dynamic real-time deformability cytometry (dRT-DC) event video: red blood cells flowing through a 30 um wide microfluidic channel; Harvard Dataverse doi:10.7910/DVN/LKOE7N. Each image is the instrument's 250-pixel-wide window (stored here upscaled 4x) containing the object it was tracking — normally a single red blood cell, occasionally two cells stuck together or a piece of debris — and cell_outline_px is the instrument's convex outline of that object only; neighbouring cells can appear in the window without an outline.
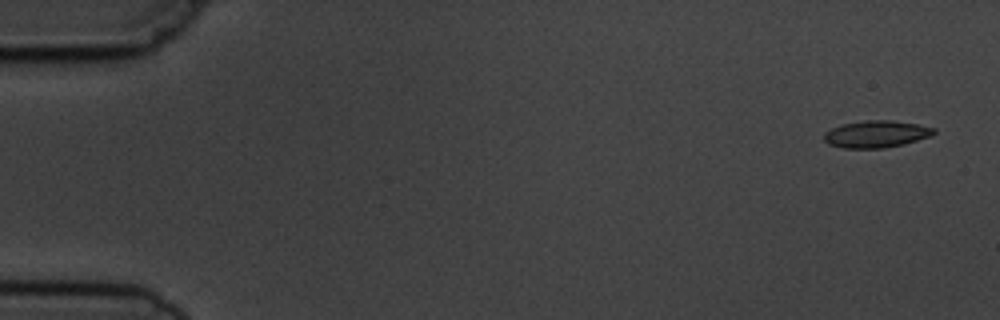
{"species": "common noctule bat (a hibernating species)", "species_latin": "Nyctalus noctula", "temperature_condition": "cold", "stored_images_in_passage": 5, "camera_frame_rate_fps": 3000, "um_per_image_px": 0.085, "animal": {"sex": "male", "body_mass_g": 19.5, "forearm_length_mm": 54.6}, "frame": {"image": 1, "passage_image": 1, "time_ms": 0.0, "image_size_px": [1000, 320], "cell_outline_px": [[936, 132], [932, 136], [904, 144], [884, 148], [844, 148], [828, 144], [824, 140], [824, 132], [840, 124], [864, 120], [892, 120], [916, 124], [936, 128]], "centroid_in_image_um": [74.48, 11.39], "position_along_channel_um": 10.5, "area_um2": 17.46}}
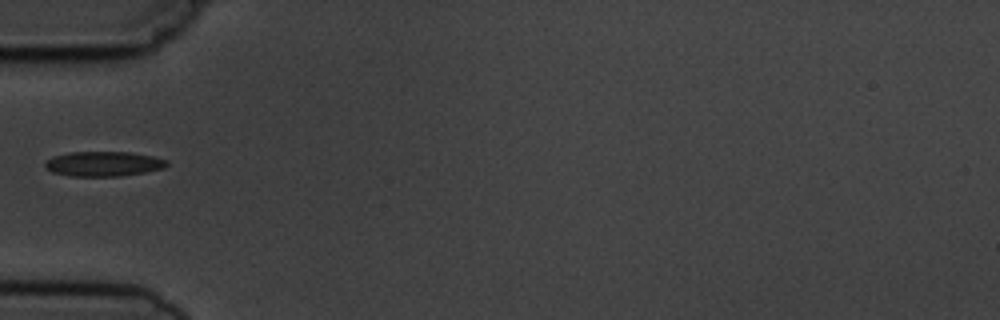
{"frame": {"image": 2, "passage_image": 5, "time_ms": 5.333, "image_size_px": [1000, 320], "cell_outline_px": [[168, 164], [164, 168], [144, 172], [120, 176], [68, 176], [52, 172], [44, 168], [44, 164], [52, 156], [68, 152], [128, 152], [152, 156], [168, 160]], "centroid_in_image_um": [8.76, 13.93], "position_along_channel_um": 76.2, "area_um2": 17.69}}